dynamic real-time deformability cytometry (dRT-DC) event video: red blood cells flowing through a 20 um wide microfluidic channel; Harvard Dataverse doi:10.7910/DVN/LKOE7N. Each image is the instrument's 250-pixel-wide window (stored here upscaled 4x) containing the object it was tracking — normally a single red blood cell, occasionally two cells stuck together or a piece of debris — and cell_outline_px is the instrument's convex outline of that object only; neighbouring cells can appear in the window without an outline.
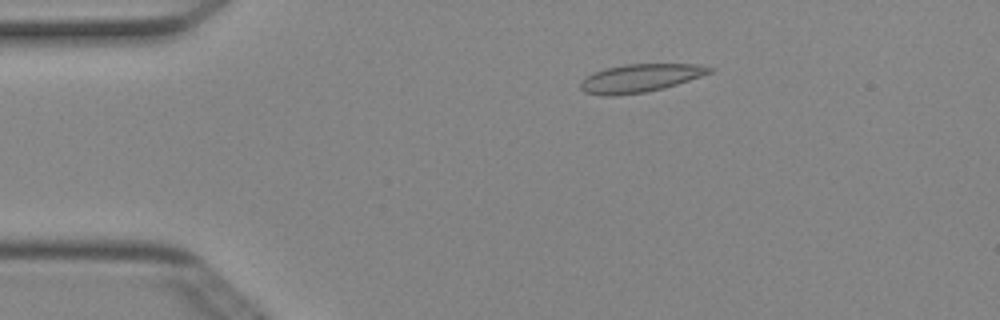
{"species": "Egyptian fruit bat (a non-hibernating species)", "species_latin": "Rousettus aegyptiacus", "temperature_condition": "cold", "stored_images_in_passage": 4, "camera_frame_rate_fps": 3000, "um_per_image_px": 0.085, "animal": {"sex": "female"}, "frame": {"image": 1, "passage_image": 1, "time_ms": 0.0, "image_size_px": [1000, 320], "cell_outline_px": [[716, 68], [712, 72], [664, 88], [648, 92], [612, 96], [600, 96], [584, 92], [580, 88], [580, 84], [592, 72], [604, 68], [624, 64], [696, 64]], "centroid_in_image_um": [54.39, 6.64], "position_along_channel_um": 30.6, "area_um2": 21.21}}
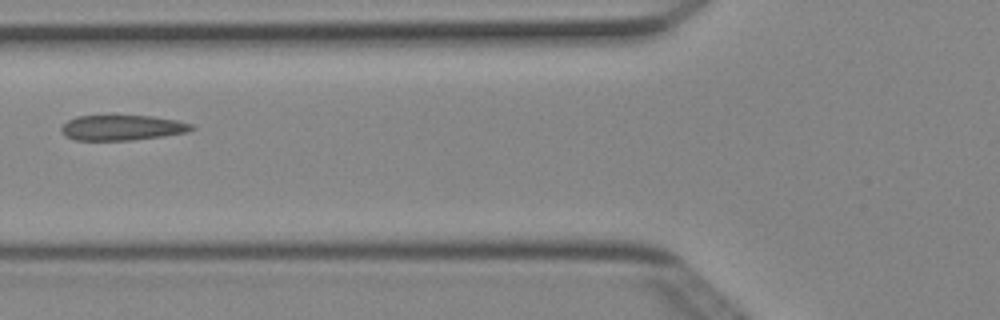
{"frame": {"image": 2, "passage_image": 3, "time_ms": 0.667, "image_size_px": [1000, 320], "cell_outline_px": [[196, 128], [188, 132], [164, 136], [132, 140], [76, 140], [64, 136], [60, 128], [68, 120], [76, 116], [152, 116], [176, 120], [192, 124]], "centroid_in_image_um": [10.39, 10.86], "position_along_channel_um": 115.4, "area_um2": 19.19}}
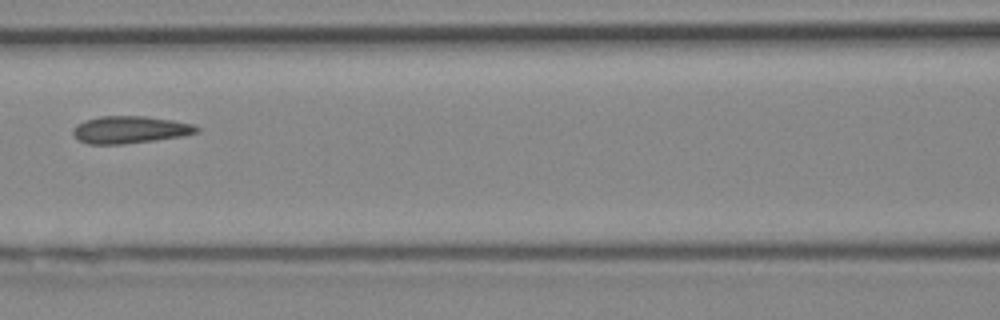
{"frame": {"image": 3, "passage_image": 4, "time_ms": 1.0, "image_size_px": [1000, 320], "cell_outline_px": [[200, 132], [184, 136], [124, 144], [88, 144], [76, 140], [72, 132], [72, 128], [76, 124], [84, 120], [100, 116], [144, 116], [172, 120], [192, 124], [200, 128]], "centroid_in_image_um": [11.01, 11.03], "position_along_channel_um": 155.6, "area_um2": 19.88}}